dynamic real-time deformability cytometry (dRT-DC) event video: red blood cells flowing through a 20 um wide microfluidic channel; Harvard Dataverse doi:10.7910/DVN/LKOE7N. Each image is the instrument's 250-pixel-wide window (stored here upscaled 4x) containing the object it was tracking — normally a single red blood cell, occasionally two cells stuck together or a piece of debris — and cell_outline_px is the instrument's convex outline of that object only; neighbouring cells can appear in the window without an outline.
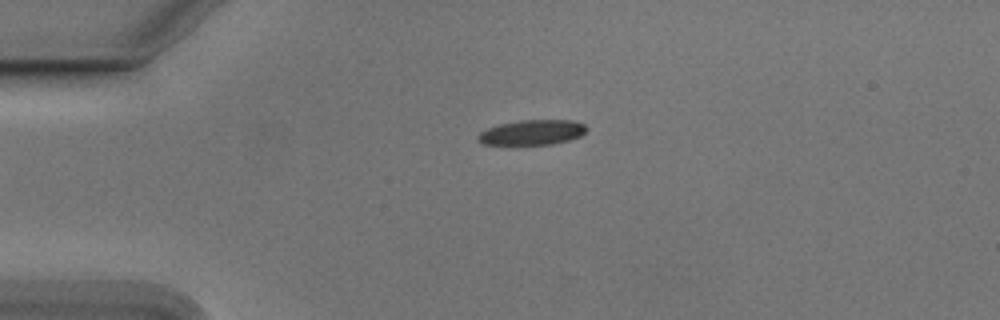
{"species": "Egyptian fruit bat (a non-hibernating species)", "species_latin": "Rousettus aegyptiacus", "temperature_condition": "cold", "stored_images_in_passage": 42, "camera_frame_rate_fps": 3000, "um_per_image_px": 0.085, "animal": {"sex": "male"}, "frame": {"image": 1, "passage_image": 1, "time_ms": 0.0, "image_size_px": [1000, 320], "cell_outline_px": [[588, 128], [580, 136], [568, 140], [552, 144], [512, 148], [484, 144], [476, 136], [480, 132], [488, 128], [500, 124], [520, 120], [572, 120], [584, 124]], "centroid_in_image_um": [45.17, 11.31], "position_along_channel_um": 39.8, "area_um2": 16.59}}
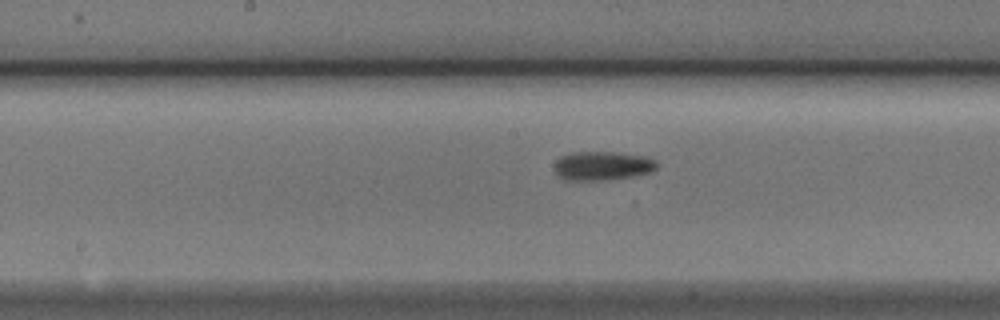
{"frame": {"image": 2, "passage_image": 16, "time_ms": 5.0, "image_size_px": [1000, 320], "cell_outline_px": [[656, 168], [652, 172], [636, 176], [604, 180], [564, 180], [556, 172], [556, 160], [560, 156], [572, 152], [612, 152], [644, 156], [656, 160]], "centroid_in_image_um": [51.22, 14.1], "position_along_channel_um": 197.0, "area_um2": 17.22}}
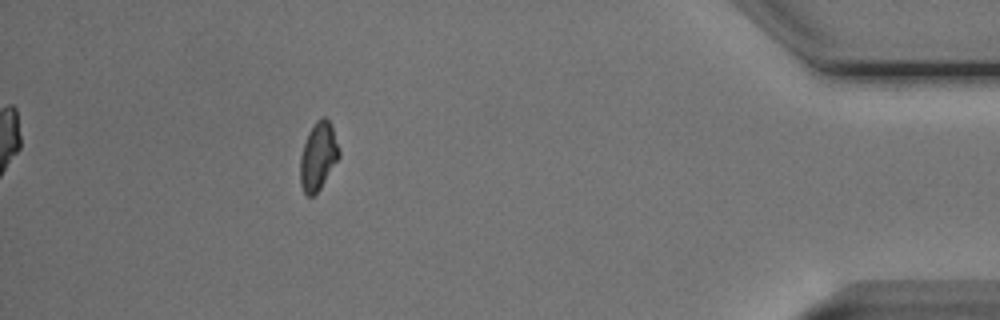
{"frame": {"image": 3, "passage_image": 37, "time_ms": 12.0, "image_size_px": [1000, 320], "cell_outline_px": [[340, 156], [320, 188], [312, 196], [308, 196], [304, 192], [300, 184], [300, 156], [308, 132], [316, 120], [320, 116], [324, 116], [328, 120], [332, 128], [340, 152]], "centroid_in_image_um": [27.03, 13.26], "position_along_channel_um": 408.2, "area_um2": 15.2}, "authors_computed_cell_mechanics": {"area_um2": 16.184, "velocity_mm_per_s": 3.7764, "shape_relaxation_time_tau1_ms": 2.6414, "shape_relaxation_time_tau2_ms": null, "deformation_change_tau1": 0.0947, "deformation_change_tau2": null}}